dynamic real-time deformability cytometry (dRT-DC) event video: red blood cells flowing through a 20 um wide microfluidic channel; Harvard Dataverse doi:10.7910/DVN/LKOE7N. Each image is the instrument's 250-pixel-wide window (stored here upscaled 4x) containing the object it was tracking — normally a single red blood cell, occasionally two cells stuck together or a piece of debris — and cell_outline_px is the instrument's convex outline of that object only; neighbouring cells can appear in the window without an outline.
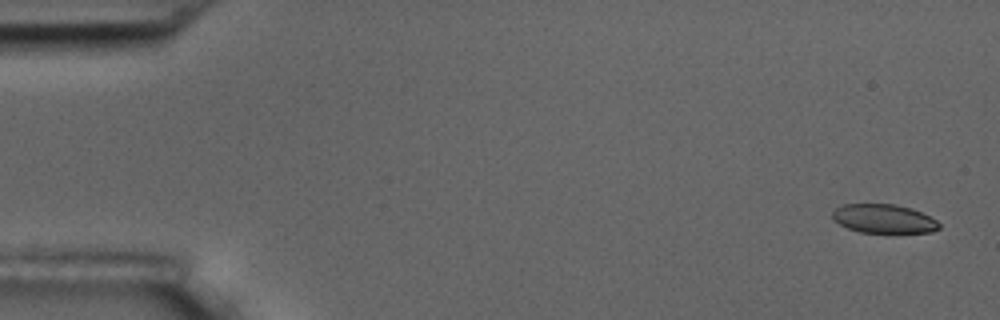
{"species": "common noctule bat (a hibernating species)", "species_latin": "Nyctalus noctula", "temperature_condition": "room temperature", "stored_images_in_passage": 5, "camera_frame_rate_fps": 3000, "um_per_image_px": 0.085, "animal": {"sex": "male", "body_mass_g": 17.5, "forearm_length_mm": 52.3}, "frame": {"image": 1, "passage_image": 1, "time_ms": 0.0, "image_size_px": [1000, 320], "cell_outline_px": [[940, 228], [932, 232], [860, 232], [848, 228], [832, 220], [832, 212], [836, 208], [844, 204], [896, 204], [912, 208], [936, 220], [940, 224]], "centroid_in_image_um": [75.1, 18.58], "position_along_channel_um": 9.9, "area_um2": 17.86}}
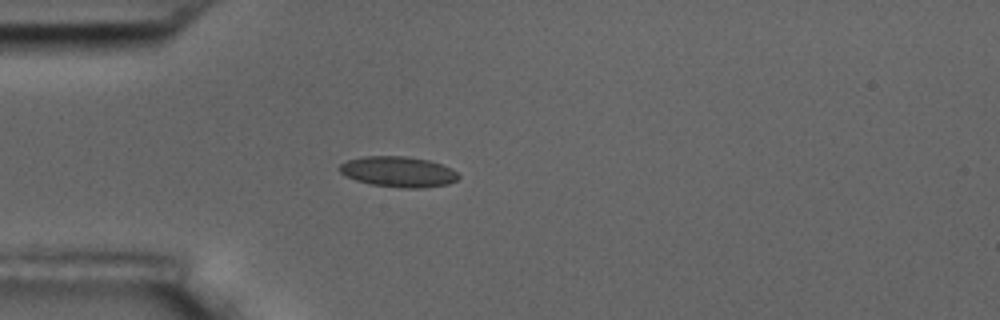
{"frame": {"image": 2, "passage_image": 5, "time_ms": 4.667, "image_size_px": [1000, 320], "cell_outline_px": [[460, 176], [456, 180], [448, 184], [424, 188], [400, 188], [372, 184], [356, 180], [344, 176], [336, 168], [340, 164], [348, 160], [364, 156], [408, 156], [428, 160], [452, 168]], "centroid_in_image_um": [33.83, 14.6], "position_along_channel_um": 51.2, "area_um2": 21.33}}